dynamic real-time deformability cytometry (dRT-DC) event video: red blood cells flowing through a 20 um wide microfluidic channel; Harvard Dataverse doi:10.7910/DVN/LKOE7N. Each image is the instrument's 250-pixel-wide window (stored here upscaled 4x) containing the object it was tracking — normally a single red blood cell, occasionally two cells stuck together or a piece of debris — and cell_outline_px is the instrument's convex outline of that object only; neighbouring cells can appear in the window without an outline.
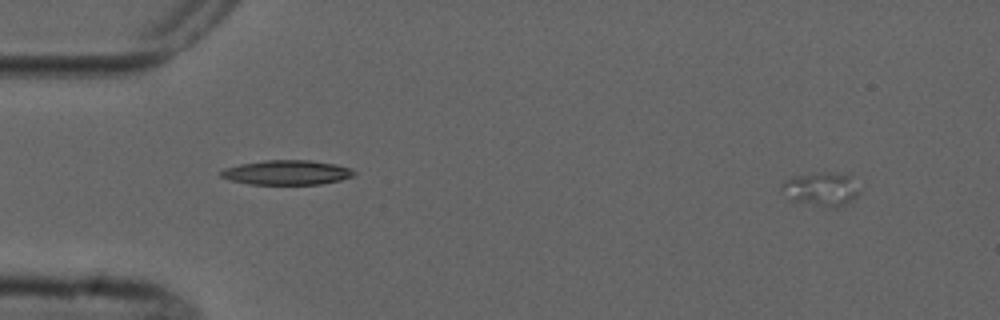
{"species": "common noctule bat (a hibernating species)", "species_latin": "Nyctalus noctula", "temperature_condition": "cold", "stored_images_in_passage": 7, "camera_frame_rate_fps": 3000, "um_per_image_px": 0.085, "animal": {"sex": "male", "forearm_length_mm": 52.5}, "frame": {"image": 1, "passage_image": 1, "time_ms": 0.0, "image_size_px": [1000, 320], "cell_outline_px": [[860, 192], [852, 200], [836, 208], [828, 208], [792, 200], [780, 188], [780, 184], [784, 180], [792, 176], [812, 172], [848, 172]], "centroid_in_image_um": [69.8, 16.04], "position_along_channel_um": 15.2, "area_um2": 15.61}}
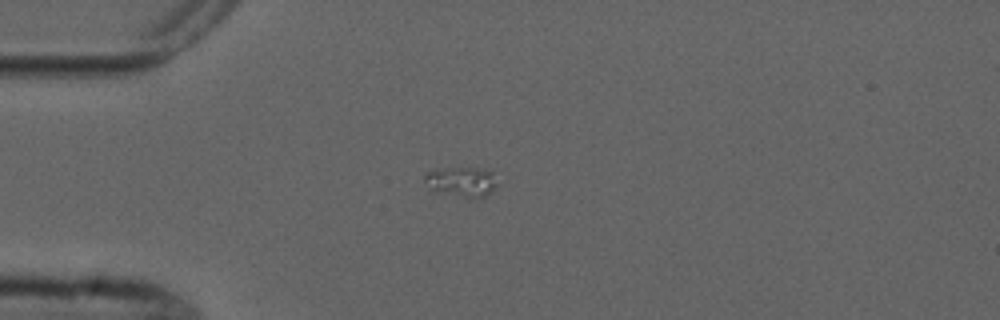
{"frame": {"image": 2, "passage_image": 4, "time_ms": 3.333, "image_size_px": [1000, 320], "cell_outline_px": [[496, 184], [492, 192], [488, 196], [476, 200], [472, 200], [436, 192], [424, 180], [424, 176], [428, 172], [444, 168], [492, 168]], "centroid_in_image_um": [39.31, 15.48], "position_along_channel_um": 45.7, "area_um2": 13.06}}